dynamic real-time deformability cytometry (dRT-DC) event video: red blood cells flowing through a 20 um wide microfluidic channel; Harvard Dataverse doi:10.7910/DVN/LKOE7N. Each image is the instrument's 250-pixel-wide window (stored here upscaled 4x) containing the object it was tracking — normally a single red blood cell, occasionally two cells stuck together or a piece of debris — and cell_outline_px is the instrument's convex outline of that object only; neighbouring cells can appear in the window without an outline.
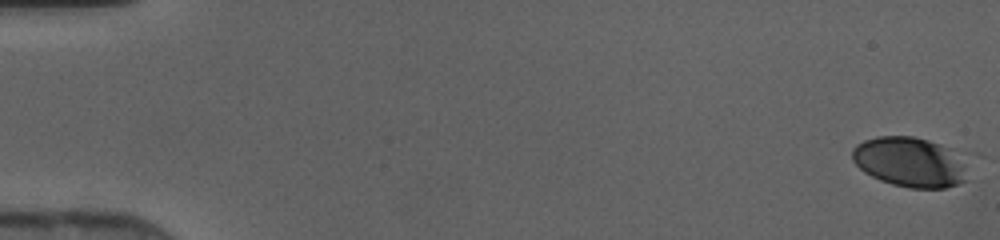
{"species": "human", "species_latin": "Homo sapiens", "temperature_condition": "cold", "stored_images_in_passage": 12, "camera_frame_rate_fps": 3000, "um_per_image_px": 0.085, "donor": {"sex": "female"}, "frame": {"image": 1, "passage_image": 1, "time_ms": 0.0, "image_size_px": [1000, 240], "cell_outline_px": [[968, 180], [944, 188], [908, 188], [892, 184], [880, 180], [864, 172], [852, 160], [852, 148], [856, 144], [864, 140], [876, 136], [912, 136], [928, 140], [952, 148], [964, 164]], "centroid_in_image_um": [77.31, 13.77], "position_along_channel_um": 7.7, "area_um2": 33.64}}